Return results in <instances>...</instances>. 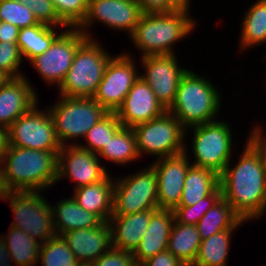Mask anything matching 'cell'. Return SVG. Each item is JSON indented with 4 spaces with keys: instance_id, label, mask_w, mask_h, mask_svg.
Returning <instances> with one entry per match:
<instances>
[{
    "instance_id": "6da1fadb",
    "label": "cell",
    "mask_w": 266,
    "mask_h": 266,
    "mask_svg": "<svg viewBox=\"0 0 266 266\" xmlns=\"http://www.w3.org/2000/svg\"><path fill=\"white\" fill-rule=\"evenodd\" d=\"M237 164L225 167L219 176L222 197L246 222L266 212V167L257 149L246 140Z\"/></svg>"
},
{
    "instance_id": "7a4b0ae2",
    "label": "cell",
    "mask_w": 266,
    "mask_h": 266,
    "mask_svg": "<svg viewBox=\"0 0 266 266\" xmlns=\"http://www.w3.org/2000/svg\"><path fill=\"white\" fill-rule=\"evenodd\" d=\"M10 191H42L57 180L58 152L7 146L1 160Z\"/></svg>"
},
{
    "instance_id": "3957f363",
    "label": "cell",
    "mask_w": 266,
    "mask_h": 266,
    "mask_svg": "<svg viewBox=\"0 0 266 266\" xmlns=\"http://www.w3.org/2000/svg\"><path fill=\"white\" fill-rule=\"evenodd\" d=\"M196 20L188 11L143 13L129 36L141 57L176 54L174 45L189 37L196 28Z\"/></svg>"
},
{
    "instance_id": "277c9868",
    "label": "cell",
    "mask_w": 266,
    "mask_h": 266,
    "mask_svg": "<svg viewBox=\"0 0 266 266\" xmlns=\"http://www.w3.org/2000/svg\"><path fill=\"white\" fill-rule=\"evenodd\" d=\"M211 82L192 70H188L181 78L175 101L168 111L185 129L217 119L222 98Z\"/></svg>"
},
{
    "instance_id": "5b68a950",
    "label": "cell",
    "mask_w": 266,
    "mask_h": 266,
    "mask_svg": "<svg viewBox=\"0 0 266 266\" xmlns=\"http://www.w3.org/2000/svg\"><path fill=\"white\" fill-rule=\"evenodd\" d=\"M112 56L95 38H87L78 47L64 81L57 87L60 96L93 97Z\"/></svg>"
},
{
    "instance_id": "8992f818",
    "label": "cell",
    "mask_w": 266,
    "mask_h": 266,
    "mask_svg": "<svg viewBox=\"0 0 266 266\" xmlns=\"http://www.w3.org/2000/svg\"><path fill=\"white\" fill-rule=\"evenodd\" d=\"M59 97V101L49 105L48 109L61 146L71 145L73 139L84 138L88 130L108 113L93 97Z\"/></svg>"
},
{
    "instance_id": "52a82bcc",
    "label": "cell",
    "mask_w": 266,
    "mask_h": 266,
    "mask_svg": "<svg viewBox=\"0 0 266 266\" xmlns=\"http://www.w3.org/2000/svg\"><path fill=\"white\" fill-rule=\"evenodd\" d=\"M190 128L193 133L191 148L195 158L192 165L209 169L220 176L228 163L232 162L234 142L230 125L224 120H215L189 127L185 135Z\"/></svg>"
},
{
    "instance_id": "ba28073f",
    "label": "cell",
    "mask_w": 266,
    "mask_h": 266,
    "mask_svg": "<svg viewBox=\"0 0 266 266\" xmlns=\"http://www.w3.org/2000/svg\"><path fill=\"white\" fill-rule=\"evenodd\" d=\"M137 151L156 156V159L171 157L185 152V128L180 121L166 111L161 116L133 127Z\"/></svg>"
},
{
    "instance_id": "9c48e42d",
    "label": "cell",
    "mask_w": 266,
    "mask_h": 266,
    "mask_svg": "<svg viewBox=\"0 0 266 266\" xmlns=\"http://www.w3.org/2000/svg\"><path fill=\"white\" fill-rule=\"evenodd\" d=\"M42 191H10L4 201L10 203L14 214L11 226L25 231L31 238L45 243L56 236L53 209Z\"/></svg>"
},
{
    "instance_id": "30bf717a",
    "label": "cell",
    "mask_w": 266,
    "mask_h": 266,
    "mask_svg": "<svg viewBox=\"0 0 266 266\" xmlns=\"http://www.w3.org/2000/svg\"><path fill=\"white\" fill-rule=\"evenodd\" d=\"M139 172L115 178L112 215H128L158 209V179L151 165Z\"/></svg>"
},
{
    "instance_id": "8fae6325",
    "label": "cell",
    "mask_w": 266,
    "mask_h": 266,
    "mask_svg": "<svg viewBox=\"0 0 266 266\" xmlns=\"http://www.w3.org/2000/svg\"><path fill=\"white\" fill-rule=\"evenodd\" d=\"M37 105L8 128V146L59 152L62 146L56 137L49 109L41 110Z\"/></svg>"
},
{
    "instance_id": "7c38bea8",
    "label": "cell",
    "mask_w": 266,
    "mask_h": 266,
    "mask_svg": "<svg viewBox=\"0 0 266 266\" xmlns=\"http://www.w3.org/2000/svg\"><path fill=\"white\" fill-rule=\"evenodd\" d=\"M88 37L78 28H67L53 41L42 55L34 57L29 63L42 80L60 86L70 69L78 47Z\"/></svg>"
},
{
    "instance_id": "4fadbf2b",
    "label": "cell",
    "mask_w": 266,
    "mask_h": 266,
    "mask_svg": "<svg viewBox=\"0 0 266 266\" xmlns=\"http://www.w3.org/2000/svg\"><path fill=\"white\" fill-rule=\"evenodd\" d=\"M122 53L110 58L104 70L103 78L93 96L94 100L107 112L118 110L127 93L140 77L132 55L128 52Z\"/></svg>"
},
{
    "instance_id": "5bb4252c",
    "label": "cell",
    "mask_w": 266,
    "mask_h": 266,
    "mask_svg": "<svg viewBox=\"0 0 266 266\" xmlns=\"http://www.w3.org/2000/svg\"><path fill=\"white\" fill-rule=\"evenodd\" d=\"M142 14L136 0H89L85 19L77 28L93 38L89 30L98 21L110 29L127 31L131 35Z\"/></svg>"
},
{
    "instance_id": "9a60e30c",
    "label": "cell",
    "mask_w": 266,
    "mask_h": 266,
    "mask_svg": "<svg viewBox=\"0 0 266 266\" xmlns=\"http://www.w3.org/2000/svg\"><path fill=\"white\" fill-rule=\"evenodd\" d=\"M144 73L140 77L151 87L158 102L166 111L173 105L181 78L189 70L181 68L176 54L140 58Z\"/></svg>"
},
{
    "instance_id": "2e32d148",
    "label": "cell",
    "mask_w": 266,
    "mask_h": 266,
    "mask_svg": "<svg viewBox=\"0 0 266 266\" xmlns=\"http://www.w3.org/2000/svg\"><path fill=\"white\" fill-rule=\"evenodd\" d=\"M93 152L79 147L77 144L62 146L58 152L57 180L69 178L76 188L87 186L103 180L109 172L106 165Z\"/></svg>"
},
{
    "instance_id": "e0dca14e",
    "label": "cell",
    "mask_w": 266,
    "mask_h": 266,
    "mask_svg": "<svg viewBox=\"0 0 266 266\" xmlns=\"http://www.w3.org/2000/svg\"><path fill=\"white\" fill-rule=\"evenodd\" d=\"M155 160L150 164L156 171L158 186V209L174 210L179 206L184 187V180L190 164L189 153Z\"/></svg>"
},
{
    "instance_id": "ac0fdd59",
    "label": "cell",
    "mask_w": 266,
    "mask_h": 266,
    "mask_svg": "<svg viewBox=\"0 0 266 266\" xmlns=\"http://www.w3.org/2000/svg\"><path fill=\"white\" fill-rule=\"evenodd\" d=\"M165 112L151 87L139 77L115 113L123 127L133 128Z\"/></svg>"
},
{
    "instance_id": "d6986e66",
    "label": "cell",
    "mask_w": 266,
    "mask_h": 266,
    "mask_svg": "<svg viewBox=\"0 0 266 266\" xmlns=\"http://www.w3.org/2000/svg\"><path fill=\"white\" fill-rule=\"evenodd\" d=\"M26 76L5 78L0 83V125L9 128L39 101L35 88Z\"/></svg>"
},
{
    "instance_id": "ffe728a7",
    "label": "cell",
    "mask_w": 266,
    "mask_h": 266,
    "mask_svg": "<svg viewBox=\"0 0 266 266\" xmlns=\"http://www.w3.org/2000/svg\"><path fill=\"white\" fill-rule=\"evenodd\" d=\"M77 262L93 263L112 247L109 222L93 228L71 230L62 235Z\"/></svg>"
},
{
    "instance_id": "44dd1931",
    "label": "cell",
    "mask_w": 266,
    "mask_h": 266,
    "mask_svg": "<svg viewBox=\"0 0 266 266\" xmlns=\"http://www.w3.org/2000/svg\"><path fill=\"white\" fill-rule=\"evenodd\" d=\"M157 210L148 209L128 215H112L108 221L111 228L112 247L133 252L141 242L151 216Z\"/></svg>"
},
{
    "instance_id": "7402d4cb",
    "label": "cell",
    "mask_w": 266,
    "mask_h": 266,
    "mask_svg": "<svg viewBox=\"0 0 266 266\" xmlns=\"http://www.w3.org/2000/svg\"><path fill=\"white\" fill-rule=\"evenodd\" d=\"M174 221L173 210L158 209L151 216L141 242L132 252L137 265L167 249Z\"/></svg>"
},
{
    "instance_id": "603a6c76",
    "label": "cell",
    "mask_w": 266,
    "mask_h": 266,
    "mask_svg": "<svg viewBox=\"0 0 266 266\" xmlns=\"http://www.w3.org/2000/svg\"><path fill=\"white\" fill-rule=\"evenodd\" d=\"M114 184V177L108 174L101 181L74 189L72 197L81 208L108 222L113 211Z\"/></svg>"
},
{
    "instance_id": "cb8c5ba5",
    "label": "cell",
    "mask_w": 266,
    "mask_h": 266,
    "mask_svg": "<svg viewBox=\"0 0 266 266\" xmlns=\"http://www.w3.org/2000/svg\"><path fill=\"white\" fill-rule=\"evenodd\" d=\"M53 209V225L57 236L76 230L93 228L103 221L94 213L81 208L73 197L59 200Z\"/></svg>"
},
{
    "instance_id": "d4e9b609",
    "label": "cell",
    "mask_w": 266,
    "mask_h": 266,
    "mask_svg": "<svg viewBox=\"0 0 266 266\" xmlns=\"http://www.w3.org/2000/svg\"><path fill=\"white\" fill-rule=\"evenodd\" d=\"M219 186L215 172L191 165L186 173L179 206H192L209 196Z\"/></svg>"
},
{
    "instance_id": "484cf974",
    "label": "cell",
    "mask_w": 266,
    "mask_h": 266,
    "mask_svg": "<svg viewBox=\"0 0 266 266\" xmlns=\"http://www.w3.org/2000/svg\"><path fill=\"white\" fill-rule=\"evenodd\" d=\"M244 223L246 221L242 220L234 229L223 230L202 240L191 266H227L231 235Z\"/></svg>"
},
{
    "instance_id": "4316f807",
    "label": "cell",
    "mask_w": 266,
    "mask_h": 266,
    "mask_svg": "<svg viewBox=\"0 0 266 266\" xmlns=\"http://www.w3.org/2000/svg\"><path fill=\"white\" fill-rule=\"evenodd\" d=\"M197 226L173 223L167 249L186 266H191L198 254L201 243Z\"/></svg>"
},
{
    "instance_id": "83f0119b",
    "label": "cell",
    "mask_w": 266,
    "mask_h": 266,
    "mask_svg": "<svg viewBox=\"0 0 266 266\" xmlns=\"http://www.w3.org/2000/svg\"><path fill=\"white\" fill-rule=\"evenodd\" d=\"M240 31V51L266 43V0L251 4L243 15Z\"/></svg>"
},
{
    "instance_id": "f1b7e54d",
    "label": "cell",
    "mask_w": 266,
    "mask_h": 266,
    "mask_svg": "<svg viewBox=\"0 0 266 266\" xmlns=\"http://www.w3.org/2000/svg\"><path fill=\"white\" fill-rule=\"evenodd\" d=\"M56 28L42 23L21 28L17 45L23 58L30 62L34 57L42 55L50 48L53 41L61 34Z\"/></svg>"
},
{
    "instance_id": "f546056e",
    "label": "cell",
    "mask_w": 266,
    "mask_h": 266,
    "mask_svg": "<svg viewBox=\"0 0 266 266\" xmlns=\"http://www.w3.org/2000/svg\"><path fill=\"white\" fill-rule=\"evenodd\" d=\"M242 218L233 207L222 197L199 220L197 229L201 240L223 230L234 229Z\"/></svg>"
},
{
    "instance_id": "4dcf8cb0",
    "label": "cell",
    "mask_w": 266,
    "mask_h": 266,
    "mask_svg": "<svg viewBox=\"0 0 266 266\" xmlns=\"http://www.w3.org/2000/svg\"><path fill=\"white\" fill-rule=\"evenodd\" d=\"M6 234L1 236L15 265L37 266L41 243L15 226L10 225Z\"/></svg>"
},
{
    "instance_id": "1f68e13d",
    "label": "cell",
    "mask_w": 266,
    "mask_h": 266,
    "mask_svg": "<svg viewBox=\"0 0 266 266\" xmlns=\"http://www.w3.org/2000/svg\"><path fill=\"white\" fill-rule=\"evenodd\" d=\"M116 165H127L140 158L133 128L122 127L97 154Z\"/></svg>"
},
{
    "instance_id": "d6a6232c",
    "label": "cell",
    "mask_w": 266,
    "mask_h": 266,
    "mask_svg": "<svg viewBox=\"0 0 266 266\" xmlns=\"http://www.w3.org/2000/svg\"><path fill=\"white\" fill-rule=\"evenodd\" d=\"M122 127L116 113L108 112L88 130L84 136L87 142L86 145L80 144V142L79 144L73 141L71 142L97 155Z\"/></svg>"
},
{
    "instance_id": "836d02e7",
    "label": "cell",
    "mask_w": 266,
    "mask_h": 266,
    "mask_svg": "<svg viewBox=\"0 0 266 266\" xmlns=\"http://www.w3.org/2000/svg\"><path fill=\"white\" fill-rule=\"evenodd\" d=\"M38 263L41 266H76L78 262L63 237L56 235L41 244Z\"/></svg>"
},
{
    "instance_id": "e575fe53",
    "label": "cell",
    "mask_w": 266,
    "mask_h": 266,
    "mask_svg": "<svg viewBox=\"0 0 266 266\" xmlns=\"http://www.w3.org/2000/svg\"><path fill=\"white\" fill-rule=\"evenodd\" d=\"M222 198L220 185L207 197L192 206H178L173 210L175 220L185 225H197L203 215Z\"/></svg>"
},
{
    "instance_id": "d590c367",
    "label": "cell",
    "mask_w": 266,
    "mask_h": 266,
    "mask_svg": "<svg viewBox=\"0 0 266 266\" xmlns=\"http://www.w3.org/2000/svg\"><path fill=\"white\" fill-rule=\"evenodd\" d=\"M0 22H8L20 29L38 24L32 11L15 0H0Z\"/></svg>"
},
{
    "instance_id": "8d00e7d4",
    "label": "cell",
    "mask_w": 266,
    "mask_h": 266,
    "mask_svg": "<svg viewBox=\"0 0 266 266\" xmlns=\"http://www.w3.org/2000/svg\"><path fill=\"white\" fill-rule=\"evenodd\" d=\"M58 17L69 27L77 28L85 19L89 0H51Z\"/></svg>"
},
{
    "instance_id": "74e56055",
    "label": "cell",
    "mask_w": 266,
    "mask_h": 266,
    "mask_svg": "<svg viewBox=\"0 0 266 266\" xmlns=\"http://www.w3.org/2000/svg\"><path fill=\"white\" fill-rule=\"evenodd\" d=\"M23 57L17 43L0 42V74L4 78L25 76L20 69Z\"/></svg>"
},
{
    "instance_id": "f35d334b",
    "label": "cell",
    "mask_w": 266,
    "mask_h": 266,
    "mask_svg": "<svg viewBox=\"0 0 266 266\" xmlns=\"http://www.w3.org/2000/svg\"><path fill=\"white\" fill-rule=\"evenodd\" d=\"M27 6L38 23L52 27L69 28L59 17L51 0H15Z\"/></svg>"
},
{
    "instance_id": "ab89813d",
    "label": "cell",
    "mask_w": 266,
    "mask_h": 266,
    "mask_svg": "<svg viewBox=\"0 0 266 266\" xmlns=\"http://www.w3.org/2000/svg\"><path fill=\"white\" fill-rule=\"evenodd\" d=\"M92 264L93 266H138L132 252L113 247L103 253Z\"/></svg>"
},
{
    "instance_id": "60d3db41",
    "label": "cell",
    "mask_w": 266,
    "mask_h": 266,
    "mask_svg": "<svg viewBox=\"0 0 266 266\" xmlns=\"http://www.w3.org/2000/svg\"><path fill=\"white\" fill-rule=\"evenodd\" d=\"M138 266H186L180 259L175 257L168 249L161 251L155 256L145 260Z\"/></svg>"
},
{
    "instance_id": "b9f144b4",
    "label": "cell",
    "mask_w": 266,
    "mask_h": 266,
    "mask_svg": "<svg viewBox=\"0 0 266 266\" xmlns=\"http://www.w3.org/2000/svg\"><path fill=\"white\" fill-rule=\"evenodd\" d=\"M142 13H166L177 10L169 0H136Z\"/></svg>"
},
{
    "instance_id": "7bdbcfd3",
    "label": "cell",
    "mask_w": 266,
    "mask_h": 266,
    "mask_svg": "<svg viewBox=\"0 0 266 266\" xmlns=\"http://www.w3.org/2000/svg\"><path fill=\"white\" fill-rule=\"evenodd\" d=\"M256 126V127H255ZM253 126L251 133L247 137V140L257 149L260 153L263 164L266 167V135L263 132V128L259 125Z\"/></svg>"
},
{
    "instance_id": "ee69618b",
    "label": "cell",
    "mask_w": 266,
    "mask_h": 266,
    "mask_svg": "<svg viewBox=\"0 0 266 266\" xmlns=\"http://www.w3.org/2000/svg\"><path fill=\"white\" fill-rule=\"evenodd\" d=\"M19 30L17 26L8 22H0V42L17 43Z\"/></svg>"
},
{
    "instance_id": "f6af8a7d",
    "label": "cell",
    "mask_w": 266,
    "mask_h": 266,
    "mask_svg": "<svg viewBox=\"0 0 266 266\" xmlns=\"http://www.w3.org/2000/svg\"><path fill=\"white\" fill-rule=\"evenodd\" d=\"M13 261L9 255L7 245L0 235V266H12Z\"/></svg>"
},
{
    "instance_id": "bcb514c9",
    "label": "cell",
    "mask_w": 266,
    "mask_h": 266,
    "mask_svg": "<svg viewBox=\"0 0 266 266\" xmlns=\"http://www.w3.org/2000/svg\"><path fill=\"white\" fill-rule=\"evenodd\" d=\"M8 146V129L0 125V161Z\"/></svg>"
},
{
    "instance_id": "7dc6e473",
    "label": "cell",
    "mask_w": 266,
    "mask_h": 266,
    "mask_svg": "<svg viewBox=\"0 0 266 266\" xmlns=\"http://www.w3.org/2000/svg\"><path fill=\"white\" fill-rule=\"evenodd\" d=\"M9 192H10V190L8 189V187L6 185L5 178H4L3 166H2V163L0 161V199L5 200V198L7 197Z\"/></svg>"
},
{
    "instance_id": "c3c4849f",
    "label": "cell",
    "mask_w": 266,
    "mask_h": 266,
    "mask_svg": "<svg viewBox=\"0 0 266 266\" xmlns=\"http://www.w3.org/2000/svg\"><path fill=\"white\" fill-rule=\"evenodd\" d=\"M169 2L177 9L190 11L191 0H169Z\"/></svg>"
},
{
    "instance_id": "681fc988",
    "label": "cell",
    "mask_w": 266,
    "mask_h": 266,
    "mask_svg": "<svg viewBox=\"0 0 266 266\" xmlns=\"http://www.w3.org/2000/svg\"><path fill=\"white\" fill-rule=\"evenodd\" d=\"M76 266H93V264L92 263H82V262H78L77 264H76Z\"/></svg>"
},
{
    "instance_id": "f907efd6",
    "label": "cell",
    "mask_w": 266,
    "mask_h": 266,
    "mask_svg": "<svg viewBox=\"0 0 266 266\" xmlns=\"http://www.w3.org/2000/svg\"><path fill=\"white\" fill-rule=\"evenodd\" d=\"M5 78L3 76H1L0 74V83L4 80Z\"/></svg>"
}]
</instances>
